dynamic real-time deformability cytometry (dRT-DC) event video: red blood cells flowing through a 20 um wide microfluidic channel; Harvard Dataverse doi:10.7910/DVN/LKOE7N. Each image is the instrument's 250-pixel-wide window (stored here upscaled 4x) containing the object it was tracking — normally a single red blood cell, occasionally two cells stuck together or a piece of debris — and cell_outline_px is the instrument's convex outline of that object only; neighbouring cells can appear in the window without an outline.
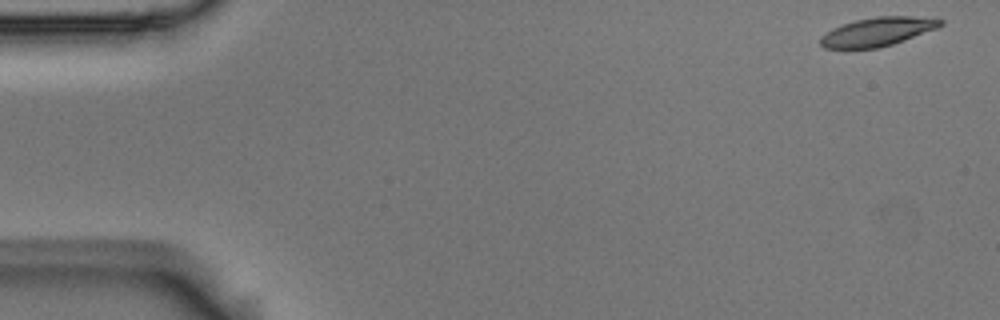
{"species": "Egyptian fruit bat (a non-hibernating species)", "species_latin": "Rousettus aegyptiacus", "temperature_condition": "room temperature", "stored_images_in_passage": 5, "camera_frame_rate_fps": 3000, "um_per_image_px": 0.085, "animal": {"sex": "male"}, "frame": {"image": 1, "passage_image": 1, "time_ms": 0.0, "image_size_px": [1000, 320], "cell_outline_px": [[944, 24], [936, 28], [904, 40], [880, 48], [848, 52], [824, 48], [820, 44], [820, 36], [832, 28], [856, 20], [876, 16], [912, 16], [944, 20]], "centroid_in_image_um": [74.48, 2.75], "position_along_channel_um": 10.5, "area_um2": 20.69}}
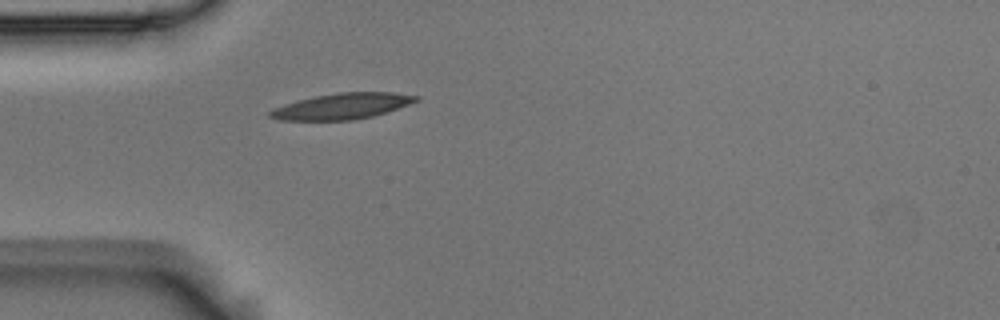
{"frame": {"image": 2, "passage_image": 5, "time_ms": 1.333, "image_size_px": [1000, 320], "cell_outline_px": [[420, 100], [372, 116], [352, 120], [280, 120], [268, 116], [268, 112], [284, 104], [316, 96], [340, 92], [396, 92], [420, 96]], "centroid_in_image_um": [29.1, 9.02], "position_along_channel_um": 55.9, "area_um2": 21.73}}